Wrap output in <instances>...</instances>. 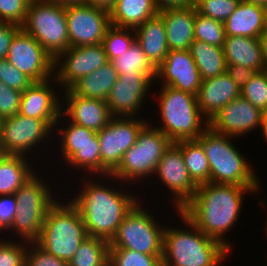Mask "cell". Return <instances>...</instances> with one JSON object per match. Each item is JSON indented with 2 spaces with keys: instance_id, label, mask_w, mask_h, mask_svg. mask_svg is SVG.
<instances>
[{
  "instance_id": "obj_41",
  "label": "cell",
  "mask_w": 267,
  "mask_h": 266,
  "mask_svg": "<svg viewBox=\"0 0 267 266\" xmlns=\"http://www.w3.org/2000/svg\"><path fill=\"white\" fill-rule=\"evenodd\" d=\"M0 81L18 91H25L34 81L22 73L7 59H0Z\"/></svg>"
},
{
  "instance_id": "obj_25",
  "label": "cell",
  "mask_w": 267,
  "mask_h": 266,
  "mask_svg": "<svg viewBox=\"0 0 267 266\" xmlns=\"http://www.w3.org/2000/svg\"><path fill=\"white\" fill-rule=\"evenodd\" d=\"M136 42L141 46L151 64L157 68L169 52L162 17L157 14L134 29Z\"/></svg>"
},
{
  "instance_id": "obj_39",
  "label": "cell",
  "mask_w": 267,
  "mask_h": 266,
  "mask_svg": "<svg viewBox=\"0 0 267 266\" xmlns=\"http://www.w3.org/2000/svg\"><path fill=\"white\" fill-rule=\"evenodd\" d=\"M241 0H195L197 13L202 16L225 22L236 10Z\"/></svg>"
},
{
  "instance_id": "obj_58",
  "label": "cell",
  "mask_w": 267,
  "mask_h": 266,
  "mask_svg": "<svg viewBox=\"0 0 267 266\" xmlns=\"http://www.w3.org/2000/svg\"><path fill=\"white\" fill-rule=\"evenodd\" d=\"M266 220H267V218H266ZM265 229H266V230H265ZM265 229H264V231H266L265 235H267V221H266V223H265Z\"/></svg>"
},
{
  "instance_id": "obj_21",
  "label": "cell",
  "mask_w": 267,
  "mask_h": 266,
  "mask_svg": "<svg viewBox=\"0 0 267 266\" xmlns=\"http://www.w3.org/2000/svg\"><path fill=\"white\" fill-rule=\"evenodd\" d=\"M61 91L55 77L33 82L22 92L19 114L44 119L54 128L61 115Z\"/></svg>"
},
{
  "instance_id": "obj_22",
  "label": "cell",
  "mask_w": 267,
  "mask_h": 266,
  "mask_svg": "<svg viewBox=\"0 0 267 266\" xmlns=\"http://www.w3.org/2000/svg\"><path fill=\"white\" fill-rule=\"evenodd\" d=\"M61 97V114L76 125L98 132L113 117L104 100L84 98L75 95L70 89L64 90Z\"/></svg>"
},
{
  "instance_id": "obj_10",
  "label": "cell",
  "mask_w": 267,
  "mask_h": 266,
  "mask_svg": "<svg viewBox=\"0 0 267 266\" xmlns=\"http://www.w3.org/2000/svg\"><path fill=\"white\" fill-rule=\"evenodd\" d=\"M145 204L144 206L140 200L125 216L109 242V249H129L143 254L163 255L166 223L158 220L160 218L150 211V205L147 207V202Z\"/></svg>"
},
{
  "instance_id": "obj_1",
  "label": "cell",
  "mask_w": 267,
  "mask_h": 266,
  "mask_svg": "<svg viewBox=\"0 0 267 266\" xmlns=\"http://www.w3.org/2000/svg\"><path fill=\"white\" fill-rule=\"evenodd\" d=\"M112 181H115L114 184L111 183ZM77 183L82 186L79 190H77V187L74 188L77 193L71 194L72 197L69 194V201L81 214L88 236L99 237L108 242L117 233L118 227L125 216L143 198L138 192L136 193L135 188L133 190L132 188L127 189L130 187L128 184H122L111 175L92 177L82 175Z\"/></svg>"
},
{
  "instance_id": "obj_47",
  "label": "cell",
  "mask_w": 267,
  "mask_h": 266,
  "mask_svg": "<svg viewBox=\"0 0 267 266\" xmlns=\"http://www.w3.org/2000/svg\"><path fill=\"white\" fill-rule=\"evenodd\" d=\"M226 72L242 88L256 73L253 69L241 65H227Z\"/></svg>"
},
{
  "instance_id": "obj_32",
  "label": "cell",
  "mask_w": 267,
  "mask_h": 266,
  "mask_svg": "<svg viewBox=\"0 0 267 266\" xmlns=\"http://www.w3.org/2000/svg\"><path fill=\"white\" fill-rule=\"evenodd\" d=\"M181 149L189 177L198 186L210 182V165L204 148L197 140L175 142Z\"/></svg>"
},
{
  "instance_id": "obj_46",
  "label": "cell",
  "mask_w": 267,
  "mask_h": 266,
  "mask_svg": "<svg viewBox=\"0 0 267 266\" xmlns=\"http://www.w3.org/2000/svg\"><path fill=\"white\" fill-rule=\"evenodd\" d=\"M20 30L17 24L0 22V59L7 58L11 42Z\"/></svg>"
},
{
  "instance_id": "obj_19",
  "label": "cell",
  "mask_w": 267,
  "mask_h": 266,
  "mask_svg": "<svg viewBox=\"0 0 267 266\" xmlns=\"http://www.w3.org/2000/svg\"><path fill=\"white\" fill-rule=\"evenodd\" d=\"M264 113L239 96L223 106L209 121V127L220 134L240 139L262 129Z\"/></svg>"
},
{
  "instance_id": "obj_31",
  "label": "cell",
  "mask_w": 267,
  "mask_h": 266,
  "mask_svg": "<svg viewBox=\"0 0 267 266\" xmlns=\"http://www.w3.org/2000/svg\"><path fill=\"white\" fill-rule=\"evenodd\" d=\"M189 50L202 80L210 79L226 72L227 65L223 47L194 40Z\"/></svg>"
},
{
  "instance_id": "obj_5",
  "label": "cell",
  "mask_w": 267,
  "mask_h": 266,
  "mask_svg": "<svg viewBox=\"0 0 267 266\" xmlns=\"http://www.w3.org/2000/svg\"><path fill=\"white\" fill-rule=\"evenodd\" d=\"M157 96L154 101L158 103L156 108L159 111H156L161 118L153 126L172 142L196 140L209 127V121L199 109L196 95L160 85Z\"/></svg>"
},
{
  "instance_id": "obj_16",
  "label": "cell",
  "mask_w": 267,
  "mask_h": 266,
  "mask_svg": "<svg viewBox=\"0 0 267 266\" xmlns=\"http://www.w3.org/2000/svg\"><path fill=\"white\" fill-rule=\"evenodd\" d=\"M70 47L102 43L111 26L109 10L90 4L66 6Z\"/></svg>"
},
{
  "instance_id": "obj_15",
  "label": "cell",
  "mask_w": 267,
  "mask_h": 266,
  "mask_svg": "<svg viewBox=\"0 0 267 266\" xmlns=\"http://www.w3.org/2000/svg\"><path fill=\"white\" fill-rule=\"evenodd\" d=\"M108 62L102 43L69 47L54 59V77L64 91Z\"/></svg>"
},
{
  "instance_id": "obj_50",
  "label": "cell",
  "mask_w": 267,
  "mask_h": 266,
  "mask_svg": "<svg viewBox=\"0 0 267 266\" xmlns=\"http://www.w3.org/2000/svg\"><path fill=\"white\" fill-rule=\"evenodd\" d=\"M264 64L267 65V29L259 36Z\"/></svg>"
},
{
  "instance_id": "obj_7",
  "label": "cell",
  "mask_w": 267,
  "mask_h": 266,
  "mask_svg": "<svg viewBox=\"0 0 267 266\" xmlns=\"http://www.w3.org/2000/svg\"><path fill=\"white\" fill-rule=\"evenodd\" d=\"M63 199L59 198L48 211L35 243L47 253L69 262L89 236L77 208L68 198Z\"/></svg>"
},
{
  "instance_id": "obj_45",
  "label": "cell",
  "mask_w": 267,
  "mask_h": 266,
  "mask_svg": "<svg viewBox=\"0 0 267 266\" xmlns=\"http://www.w3.org/2000/svg\"><path fill=\"white\" fill-rule=\"evenodd\" d=\"M17 200L14 194L0 195V235L8 232L16 215Z\"/></svg>"
},
{
  "instance_id": "obj_49",
  "label": "cell",
  "mask_w": 267,
  "mask_h": 266,
  "mask_svg": "<svg viewBox=\"0 0 267 266\" xmlns=\"http://www.w3.org/2000/svg\"><path fill=\"white\" fill-rule=\"evenodd\" d=\"M116 0H87V4L91 6L101 7L106 10H110L115 4Z\"/></svg>"
},
{
  "instance_id": "obj_40",
  "label": "cell",
  "mask_w": 267,
  "mask_h": 266,
  "mask_svg": "<svg viewBox=\"0 0 267 266\" xmlns=\"http://www.w3.org/2000/svg\"><path fill=\"white\" fill-rule=\"evenodd\" d=\"M0 237V266H25L27 242Z\"/></svg>"
},
{
  "instance_id": "obj_14",
  "label": "cell",
  "mask_w": 267,
  "mask_h": 266,
  "mask_svg": "<svg viewBox=\"0 0 267 266\" xmlns=\"http://www.w3.org/2000/svg\"><path fill=\"white\" fill-rule=\"evenodd\" d=\"M160 187H165L170 195L172 207L176 212L194 196L197 185L189 177L180 147L172 142L160 159L153 178ZM163 184V185H162ZM162 185V186H161Z\"/></svg>"
},
{
  "instance_id": "obj_4",
  "label": "cell",
  "mask_w": 267,
  "mask_h": 266,
  "mask_svg": "<svg viewBox=\"0 0 267 266\" xmlns=\"http://www.w3.org/2000/svg\"><path fill=\"white\" fill-rule=\"evenodd\" d=\"M234 139V141H233ZM204 148L210 165V182L245 187H261L262 181L241 149L236 138L220 134L208 127L196 139ZM242 152V153H241Z\"/></svg>"
},
{
  "instance_id": "obj_37",
  "label": "cell",
  "mask_w": 267,
  "mask_h": 266,
  "mask_svg": "<svg viewBox=\"0 0 267 266\" xmlns=\"http://www.w3.org/2000/svg\"><path fill=\"white\" fill-rule=\"evenodd\" d=\"M162 257L129 249H109L108 266H162Z\"/></svg>"
},
{
  "instance_id": "obj_54",
  "label": "cell",
  "mask_w": 267,
  "mask_h": 266,
  "mask_svg": "<svg viewBox=\"0 0 267 266\" xmlns=\"http://www.w3.org/2000/svg\"><path fill=\"white\" fill-rule=\"evenodd\" d=\"M264 9V24H265V29H267V3L263 6Z\"/></svg>"
},
{
  "instance_id": "obj_2",
  "label": "cell",
  "mask_w": 267,
  "mask_h": 266,
  "mask_svg": "<svg viewBox=\"0 0 267 266\" xmlns=\"http://www.w3.org/2000/svg\"><path fill=\"white\" fill-rule=\"evenodd\" d=\"M261 189L208 182L198 185L194 196L180 212L203 234L219 241L232 252L234 247L226 234L236 227L242 215L243 201L247 199L245 195L255 196Z\"/></svg>"
},
{
  "instance_id": "obj_20",
  "label": "cell",
  "mask_w": 267,
  "mask_h": 266,
  "mask_svg": "<svg viewBox=\"0 0 267 266\" xmlns=\"http://www.w3.org/2000/svg\"><path fill=\"white\" fill-rule=\"evenodd\" d=\"M156 82L197 96L202 79L190 50H169L156 68Z\"/></svg>"
},
{
  "instance_id": "obj_55",
  "label": "cell",
  "mask_w": 267,
  "mask_h": 266,
  "mask_svg": "<svg viewBox=\"0 0 267 266\" xmlns=\"http://www.w3.org/2000/svg\"><path fill=\"white\" fill-rule=\"evenodd\" d=\"M39 2H50V3H58L60 5H62V0H36Z\"/></svg>"
},
{
  "instance_id": "obj_8",
  "label": "cell",
  "mask_w": 267,
  "mask_h": 266,
  "mask_svg": "<svg viewBox=\"0 0 267 266\" xmlns=\"http://www.w3.org/2000/svg\"><path fill=\"white\" fill-rule=\"evenodd\" d=\"M149 121L140 131L136 143L123 155L118 167L110 174L132 188L136 183L151 182L157 165L172 141ZM147 178V179H146ZM150 178V179H149ZM131 182V183H130Z\"/></svg>"
},
{
  "instance_id": "obj_11",
  "label": "cell",
  "mask_w": 267,
  "mask_h": 266,
  "mask_svg": "<svg viewBox=\"0 0 267 266\" xmlns=\"http://www.w3.org/2000/svg\"><path fill=\"white\" fill-rule=\"evenodd\" d=\"M21 29L33 36L53 59L70 47L66 9L58 3L31 0Z\"/></svg>"
},
{
  "instance_id": "obj_35",
  "label": "cell",
  "mask_w": 267,
  "mask_h": 266,
  "mask_svg": "<svg viewBox=\"0 0 267 266\" xmlns=\"http://www.w3.org/2000/svg\"><path fill=\"white\" fill-rule=\"evenodd\" d=\"M135 41L136 35L134 29L111 25L106 31L102 45L108 60L112 61L127 52Z\"/></svg>"
},
{
  "instance_id": "obj_13",
  "label": "cell",
  "mask_w": 267,
  "mask_h": 266,
  "mask_svg": "<svg viewBox=\"0 0 267 266\" xmlns=\"http://www.w3.org/2000/svg\"><path fill=\"white\" fill-rule=\"evenodd\" d=\"M116 117L97 132L101 154V176L110 175L120 164L124 153L132 147L141 129L151 118Z\"/></svg>"
},
{
  "instance_id": "obj_36",
  "label": "cell",
  "mask_w": 267,
  "mask_h": 266,
  "mask_svg": "<svg viewBox=\"0 0 267 266\" xmlns=\"http://www.w3.org/2000/svg\"><path fill=\"white\" fill-rule=\"evenodd\" d=\"M225 37L223 22L202 16L195 8L194 40L223 47Z\"/></svg>"
},
{
  "instance_id": "obj_34",
  "label": "cell",
  "mask_w": 267,
  "mask_h": 266,
  "mask_svg": "<svg viewBox=\"0 0 267 266\" xmlns=\"http://www.w3.org/2000/svg\"><path fill=\"white\" fill-rule=\"evenodd\" d=\"M111 62L118 75L145 73L153 82L155 81L156 68L148 60L141 46L136 41L127 52Z\"/></svg>"
},
{
  "instance_id": "obj_26",
  "label": "cell",
  "mask_w": 267,
  "mask_h": 266,
  "mask_svg": "<svg viewBox=\"0 0 267 266\" xmlns=\"http://www.w3.org/2000/svg\"><path fill=\"white\" fill-rule=\"evenodd\" d=\"M223 24L226 36L259 38L265 29L263 6L241 0Z\"/></svg>"
},
{
  "instance_id": "obj_3",
  "label": "cell",
  "mask_w": 267,
  "mask_h": 266,
  "mask_svg": "<svg viewBox=\"0 0 267 266\" xmlns=\"http://www.w3.org/2000/svg\"><path fill=\"white\" fill-rule=\"evenodd\" d=\"M177 214L183 227H174V221L165 227L162 266H221L226 262L232 253L227 247L203 234L180 211Z\"/></svg>"
},
{
  "instance_id": "obj_23",
  "label": "cell",
  "mask_w": 267,
  "mask_h": 266,
  "mask_svg": "<svg viewBox=\"0 0 267 266\" xmlns=\"http://www.w3.org/2000/svg\"><path fill=\"white\" fill-rule=\"evenodd\" d=\"M241 96V88L227 72L202 80L197 102L202 115L210 121L229 102Z\"/></svg>"
},
{
  "instance_id": "obj_53",
  "label": "cell",
  "mask_w": 267,
  "mask_h": 266,
  "mask_svg": "<svg viewBox=\"0 0 267 266\" xmlns=\"http://www.w3.org/2000/svg\"><path fill=\"white\" fill-rule=\"evenodd\" d=\"M243 1L261 6H264L267 3V0H243Z\"/></svg>"
},
{
  "instance_id": "obj_17",
  "label": "cell",
  "mask_w": 267,
  "mask_h": 266,
  "mask_svg": "<svg viewBox=\"0 0 267 266\" xmlns=\"http://www.w3.org/2000/svg\"><path fill=\"white\" fill-rule=\"evenodd\" d=\"M6 59L34 82L54 77V59L22 29L14 36Z\"/></svg>"
},
{
  "instance_id": "obj_48",
  "label": "cell",
  "mask_w": 267,
  "mask_h": 266,
  "mask_svg": "<svg viewBox=\"0 0 267 266\" xmlns=\"http://www.w3.org/2000/svg\"><path fill=\"white\" fill-rule=\"evenodd\" d=\"M157 9H176V8H187L194 5L195 0H154Z\"/></svg>"
},
{
  "instance_id": "obj_30",
  "label": "cell",
  "mask_w": 267,
  "mask_h": 266,
  "mask_svg": "<svg viewBox=\"0 0 267 266\" xmlns=\"http://www.w3.org/2000/svg\"><path fill=\"white\" fill-rule=\"evenodd\" d=\"M119 75L111 61L75 82L69 89L84 98L106 101Z\"/></svg>"
},
{
  "instance_id": "obj_42",
  "label": "cell",
  "mask_w": 267,
  "mask_h": 266,
  "mask_svg": "<svg viewBox=\"0 0 267 266\" xmlns=\"http://www.w3.org/2000/svg\"><path fill=\"white\" fill-rule=\"evenodd\" d=\"M31 0H0V22L23 25Z\"/></svg>"
},
{
  "instance_id": "obj_38",
  "label": "cell",
  "mask_w": 267,
  "mask_h": 266,
  "mask_svg": "<svg viewBox=\"0 0 267 266\" xmlns=\"http://www.w3.org/2000/svg\"><path fill=\"white\" fill-rule=\"evenodd\" d=\"M241 96L263 113L267 112V77L263 71L256 72L241 88Z\"/></svg>"
},
{
  "instance_id": "obj_52",
  "label": "cell",
  "mask_w": 267,
  "mask_h": 266,
  "mask_svg": "<svg viewBox=\"0 0 267 266\" xmlns=\"http://www.w3.org/2000/svg\"><path fill=\"white\" fill-rule=\"evenodd\" d=\"M87 4V0H62V5L64 7L71 5H83Z\"/></svg>"
},
{
  "instance_id": "obj_56",
  "label": "cell",
  "mask_w": 267,
  "mask_h": 266,
  "mask_svg": "<svg viewBox=\"0 0 267 266\" xmlns=\"http://www.w3.org/2000/svg\"><path fill=\"white\" fill-rule=\"evenodd\" d=\"M2 123H3V118L0 116V134H1V129H2Z\"/></svg>"
},
{
  "instance_id": "obj_12",
  "label": "cell",
  "mask_w": 267,
  "mask_h": 266,
  "mask_svg": "<svg viewBox=\"0 0 267 266\" xmlns=\"http://www.w3.org/2000/svg\"><path fill=\"white\" fill-rule=\"evenodd\" d=\"M53 133L54 128L46 120L27 117L18 113L3 119L0 134V154L24 155L30 158L35 154L40 156L42 153L39 152L43 150L40 147L49 149L47 144L54 147L52 146L54 143ZM49 141L50 143H48ZM38 148L41 151H37Z\"/></svg>"
},
{
  "instance_id": "obj_43",
  "label": "cell",
  "mask_w": 267,
  "mask_h": 266,
  "mask_svg": "<svg viewBox=\"0 0 267 266\" xmlns=\"http://www.w3.org/2000/svg\"><path fill=\"white\" fill-rule=\"evenodd\" d=\"M25 266H69L68 262L47 253L36 243L27 242Z\"/></svg>"
},
{
  "instance_id": "obj_44",
  "label": "cell",
  "mask_w": 267,
  "mask_h": 266,
  "mask_svg": "<svg viewBox=\"0 0 267 266\" xmlns=\"http://www.w3.org/2000/svg\"><path fill=\"white\" fill-rule=\"evenodd\" d=\"M22 92L6 86L0 81V116L3 119L19 113Z\"/></svg>"
},
{
  "instance_id": "obj_6",
  "label": "cell",
  "mask_w": 267,
  "mask_h": 266,
  "mask_svg": "<svg viewBox=\"0 0 267 266\" xmlns=\"http://www.w3.org/2000/svg\"><path fill=\"white\" fill-rule=\"evenodd\" d=\"M42 172L43 170L37 172L14 194L17 200L16 215L8 230L13 233L12 240L17 237L18 241L35 243L40 237L45 216L58 198H61L56 187L50 188L52 184L47 176L51 175L47 173L45 179L43 174L40 175Z\"/></svg>"
},
{
  "instance_id": "obj_27",
  "label": "cell",
  "mask_w": 267,
  "mask_h": 266,
  "mask_svg": "<svg viewBox=\"0 0 267 266\" xmlns=\"http://www.w3.org/2000/svg\"><path fill=\"white\" fill-rule=\"evenodd\" d=\"M33 160L35 157L0 154V195L15 194L38 172L37 167H33Z\"/></svg>"
},
{
  "instance_id": "obj_18",
  "label": "cell",
  "mask_w": 267,
  "mask_h": 266,
  "mask_svg": "<svg viewBox=\"0 0 267 266\" xmlns=\"http://www.w3.org/2000/svg\"><path fill=\"white\" fill-rule=\"evenodd\" d=\"M153 83L145 73L119 75L106 99L111 115L139 117Z\"/></svg>"
},
{
  "instance_id": "obj_57",
  "label": "cell",
  "mask_w": 267,
  "mask_h": 266,
  "mask_svg": "<svg viewBox=\"0 0 267 266\" xmlns=\"http://www.w3.org/2000/svg\"><path fill=\"white\" fill-rule=\"evenodd\" d=\"M263 72L265 73V75L267 77V65H265V67L263 68Z\"/></svg>"
},
{
  "instance_id": "obj_33",
  "label": "cell",
  "mask_w": 267,
  "mask_h": 266,
  "mask_svg": "<svg viewBox=\"0 0 267 266\" xmlns=\"http://www.w3.org/2000/svg\"><path fill=\"white\" fill-rule=\"evenodd\" d=\"M109 242L99 237H88L75 252L69 266H108Z\"/></svg>"
},
{
  "instance_id": "obj_51",
  "label": "cell",
  "mask_w": 267,
  "mask_h": 266,
  "mask_svg": "<svg viewBox=\"0 0 267 266\" xmlns=\"http://www.w3.org/2000/svg\"><path fill=\"white\" fill-rule=\"evenodd\" d=\"M261 137H263L264 142L267 143V112L263 115V121H262V129H261ZM263 135V136H262Z\"/></svg>"
},
{
  "instance_id": "obj_24",
  "label": "cell",
  "mask_w": 267,
  "mask_h": 266,
  "mask_svg": "<svg viewBox=\"0 0 267 266\" xmlns=\"http://www.w3.org/2000/svg\"><path fill=\"white\" fill-rule=\"evenodd\" d=\"M158 14L164 21L169 50H186L194 41L195 6L164 9Z\"/></svg>"
},
{
  "instance_id": "obj_29",
  "label": "cell",
  "mask_w": 267,
  "mask_h": 266,
  "mask_svg": "<svg viewBox=\"0 0 267 266\" xmlns=\"http://www.w3.org/2000/svg\"><path fill=\"white\" fill-rule=\"evenodd\" d=\"M159 10L154 0H116L109 10L111 25L136 29Z\"/></svg>"
},
{
  "instance_id": "obj_9",
  "label": "cell",
  "mask_w": 267,
  "mask_h": 266,
  "mask_svg": "<svg viewBox=\"0 0 267 266\" xmlns=\"http://www.w3.org/2000/svg\"><path fill=\"white\" fill-rule=\"evenodd\" d=\"M54 134L53 139L58 141L55 140L53 145L55 147L57 142L56 146L60 147L57 157H62L61 163L64 161V165L69 167L67 169L77 174L78 170L81 171L79 176L83 173L84 176H101L100 144L96 131L69 122L61 114L55 124Z\"/></svg>"
},
{
  "instance_id": "obj_28",
  "label": "cell",
  "mask_w": 267,
  "mask_h": 266,
  "mask_svg": "<svg viewBox=\"0 0 267 266\" xmlns=\"http://www.w3.org/2000/svg\"><path fill=\"white\" fill-rule=\"evenodd\" d=\"M223 50L226 65H241L256 72L265 67L259 38L226 36Z\"/></svg>"
}]
</instances>
